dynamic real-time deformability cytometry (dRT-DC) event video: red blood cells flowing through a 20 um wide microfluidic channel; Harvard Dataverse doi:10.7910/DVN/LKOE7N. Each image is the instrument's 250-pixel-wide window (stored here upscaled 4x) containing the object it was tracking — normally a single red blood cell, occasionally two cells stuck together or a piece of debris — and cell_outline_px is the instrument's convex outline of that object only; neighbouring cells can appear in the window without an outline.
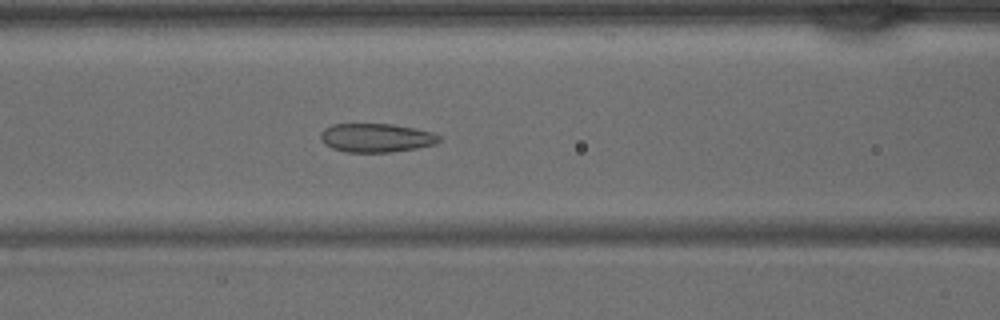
{"species": "common noctule bat (a hibernating species)", "species_latin": "Nyctalus noctula", "temperature_condition": "warm", "stored_images_in_passage": 40, "camera_frame_rate_fps": 3000, "um_per_image_px": 0.085, "animal": {"sex": "male", "body_mass_g": 15.6}, "frame": {"image": 1, "passage_image": 16, "time_ms": 5.0, "image_size_px": [1000, 320], "cell_outline_px": [[440, 140], [436, 144], [416, 148], [388, 152], [344, 152], [332, 148], [324, 144], [320, 140], [320, 132], [324, 128], [332, 124], [392, 124], [416, 128], [432, 132], [440, 136]], "centroid_in_image_um": [31.95, 11.71], "position_along_channel_um": 134.7, "area_um2": 20.0}}
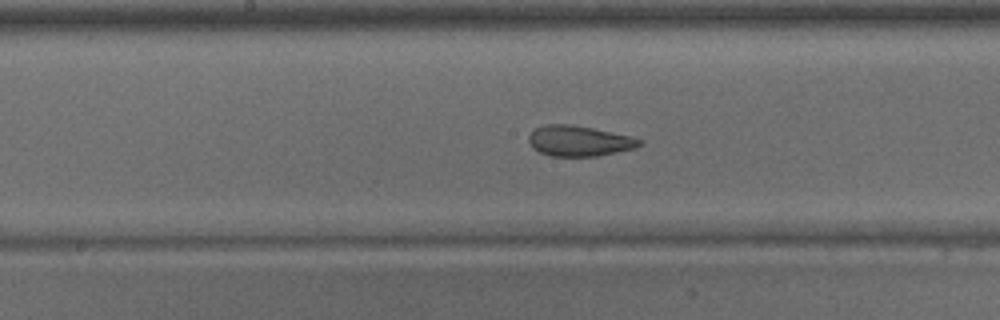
{"frame": {"image": 2, "passage_image": 20, "time_ms": 6.333, "image_size_px": [1000, 320], "cell_outline_px": [[644, 144], [636, 148], [596, 156], [548, 156], [532, 148], [528, 140], [528, 136], [536, 128], [544, 124], [572, 124], [632, 136], [644, 140]], "centroid_in_image_um": [49.25, 11.98], "position_along_channel_um": 199.0, "area_um2": 19.88}}
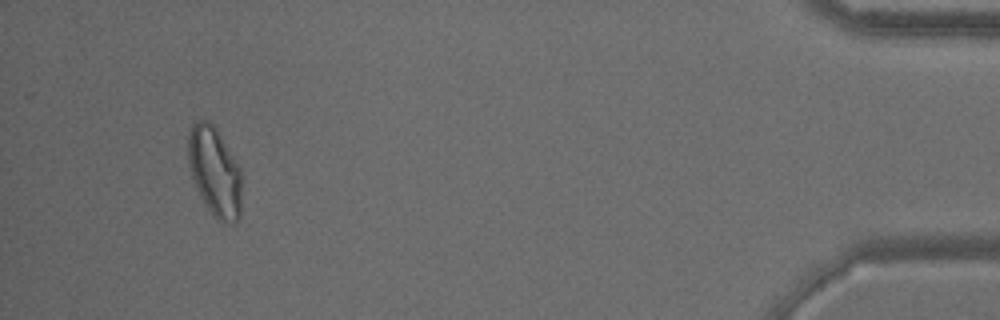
{"frame": {"image": 3, "passage_image": 38, "time_ms": 12.333, "image_size_px": [1000, 320], "cell_outline_px": [[240, 216], [232, 224], [228, 224], [216, 220], [212, 216], [204, 204], [196, 188], [188, 164], [188, 136], [192, 124], [196, 120], [208, 120], [216, 128], [240, 168]], "centroid_in_image_um": [18.22, 14.62], "position_along_channel_um": 417.0, "area_um2": 27.86}}